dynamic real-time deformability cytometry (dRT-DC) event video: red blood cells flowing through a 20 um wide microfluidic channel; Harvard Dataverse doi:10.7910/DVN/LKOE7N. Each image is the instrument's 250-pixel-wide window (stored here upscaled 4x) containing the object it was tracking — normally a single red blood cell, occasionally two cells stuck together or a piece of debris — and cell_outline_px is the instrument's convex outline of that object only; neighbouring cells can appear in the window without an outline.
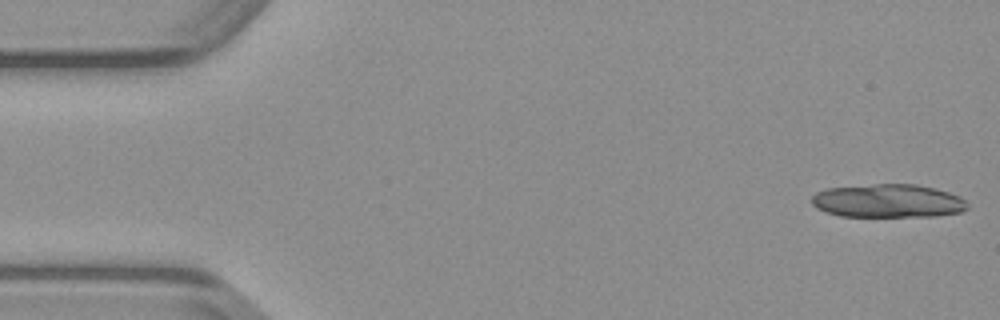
{"species": "common noctule bat (a hibernating species)", "species_latin": "Nyctalus noctula", "temperature_condition": "warm", "stored_images_in_passage": 35, "camera_frame_rate_fps": 3000, "um_per_image_px": 0.085, "animal": {"sex": "male", "body_mass_g": 23.1, "forearm_length_mm": 52.7}, "frame": {"image": 1, "passage_image": 1, "time_ms": 0.0, "image_size_px": [1000, 320], "cell_outline_px": [[968, 208], [960, 212], [936, 216], [840, 216], [816, 208], [812, 204], [812, 196], [816, 192], [828, 188], [872, 184], [916, 184], [948, 192], [960, 196], [968, 204]], "centroid_in_image_um": [75.48, 17.07], "position_along_channel_um": 9.5, "area_um2": 30.23}}
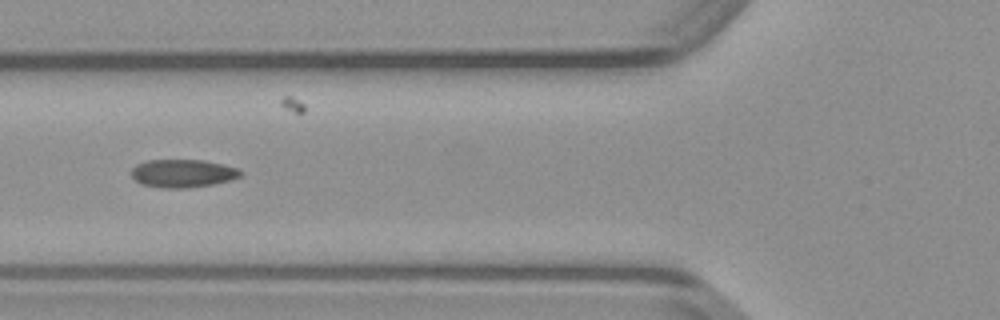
{"frame": {"image": 2, "passage_image": 18, "time_ms": 5.667, "image_size_px": [1000, 320], "cell_outline_px": [[244, 172], [240, 176], [232, 180], [212, 184], [188, 188], [164, 188], [144, 184], [136, 180], [132, 176], [132, 168], [136, 164], [148, 160], [204, 160], [224, 164], [240, 168]], "centroid_in_image_um": [15.6, 14.72], "position_along_channel_um": 110.2, "area_um2": 17.92}}
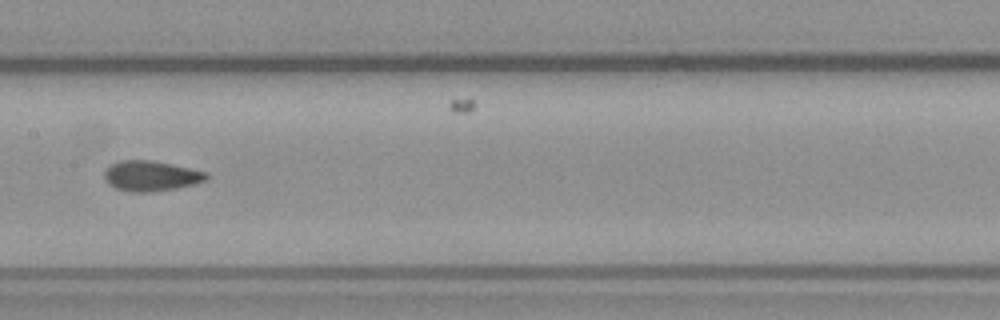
{"frame": {"image": 3, "passage_image": 24, "time_ms": 7.667, "image_size_px": [1000, 320], "cell_outline_px": [[208, 176], [204, 180], [192, 184], [176, 188], [152, 192], [132, 192], [116, 188], [104, 180], [104, 172], [112, 164], [120, 160], [152, 160], [172, 164], [208, 172]], "centroid_in_image_um": [12.82, 14.95], "position_along_channel_um": 194.6, "area_um2": 17.86}}